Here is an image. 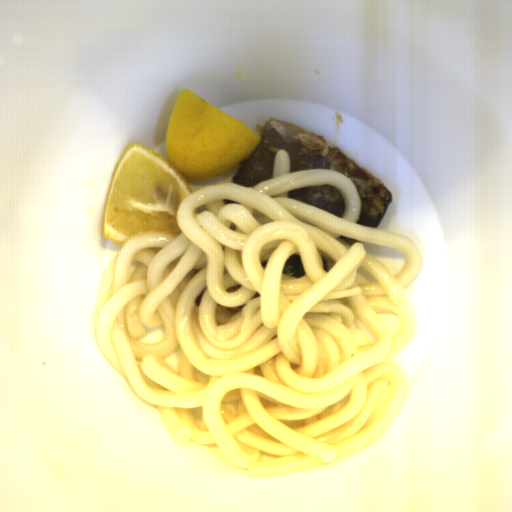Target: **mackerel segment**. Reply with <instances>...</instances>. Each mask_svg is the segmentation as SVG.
<instances>
[{
  "mask_svg": "<svg viewBox=\"0 0 512 512\" xmlns=\"http://www.w3.org/2000/svg\"><path fill=\"white\" fill-rule=\"evenodd\" d=\"M283 274L294 279L303 278L306 274L300 255L293 254L288 257L282 270Z\"/></svg>",
  "mask_w": 512,
  "mask_h": 512,
  "instance_id": "3",
  "label": "mackerel segment"
},
{
  "mask_svg": "<svg viewBox=\"0 0 512 512\" xmlns=\"http://www.w3.org/2000/svg\"><path fill=\"white\" fill-rule=\"evenodd\" d=\"M288 197L302 200L340 217L345 209L343 194L338 189L326 184L291 189Z\"/></svg>",
  "mask_w": 512,
  "mask_h": 512,
  "instance_id": "2",
  "label": "mackerel segment"
},
{
  "mask_svg": "<svg viewBox=\"0 0 512 512\" xmlns=\"http://www.w3.org/2000/svg\"><path fill=\"white\" fill-rule=\"evenodd\" d=\"M257 150L237 167L235 185L253 186L272 175L277 150L290 156V170L329 169L348 177L361 199L358 224L377 229L392 199V191L377 176L367 171L338 147L309 129L269 118L261 132Z\"/></svg>",
  "mask_w": 512,
  "mask_h": 512,
  "instance_id": "1",
  "label": "mackerel segment"
}]
</instances>
